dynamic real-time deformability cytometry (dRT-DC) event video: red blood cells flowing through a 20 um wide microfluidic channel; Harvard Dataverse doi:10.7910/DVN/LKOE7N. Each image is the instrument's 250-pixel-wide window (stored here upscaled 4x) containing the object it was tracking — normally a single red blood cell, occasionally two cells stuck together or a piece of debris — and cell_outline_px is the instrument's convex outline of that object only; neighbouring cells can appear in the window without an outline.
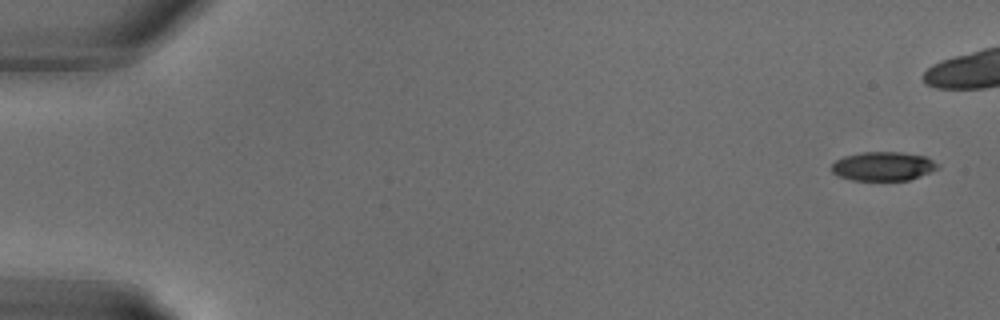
{"species": "common noctule bat (a hibernating species)", "species_latin": "Nyctalus noctula", "temperature_condition": "warm", "stored_images_in_passage": 21, "camera_frame_rate_fps": 3000, "um_per_image_px": 0.085, "animal": {"sex": "male", "body_mass_g": 18.8}, "frame": {"image": 1, "passage_image": 1, "time_ms": 0.0, "image_size_px": [1000, 320], "cell_outline_px": [[940, 168], [920, 176], [908, 180], [852, 180], [840, 176], [832, 172], [832, 164], [836, 160], [844, 156], [864, 152], [900, 152], [924, 156], [940, 164]], "centroid_in_image_um": [75.09, 14.13], "position_along_channel_um": 9.9, "area_um2": 17.8}}
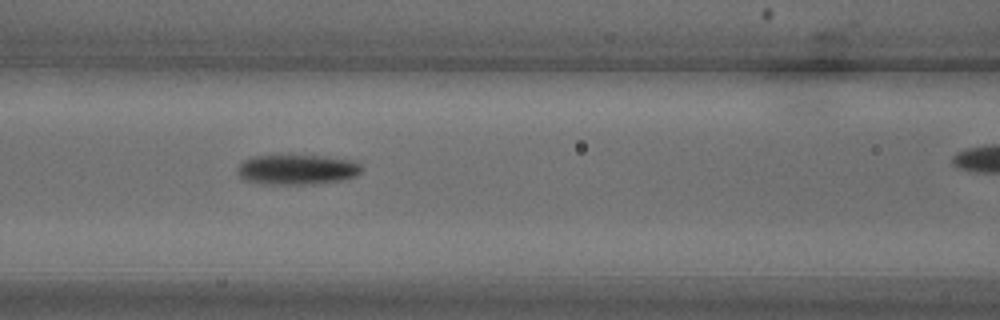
{"frame": {"image": 2, "passage_image": 13, "time_ms": 4.0, "image_size_px": [1000, 320], "cell_outline_px": [[364, 168], [356, 176], [344, 180], [312, 184], [260, 184], [240, 180], [236, 172], [236, 168], [244, 160], [252, 156], [280, 152], [288, 152], [324, 156], [356, 160]], "centroid_in_image_um": [25.19, 14.36], "position_along_channel_um": 141.4, "area_um2": 23.35}}
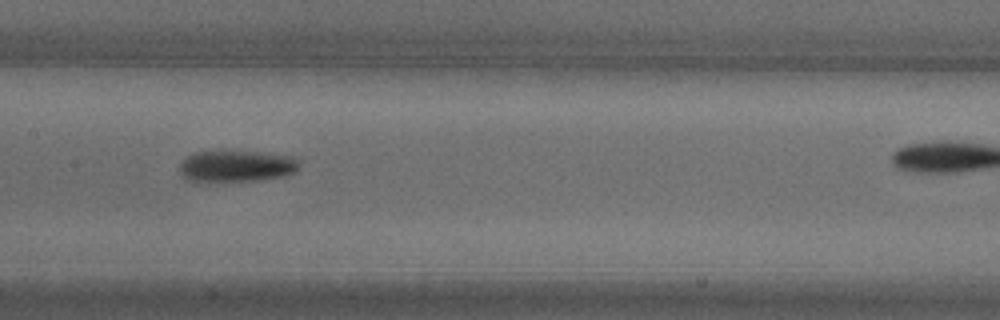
{"frame": {"image": 3, "passage_image": 15, "time_ms": 4.667, "image_size_px": [1000, 320], "cell_outline_px": [[300, 164], [296, 172], [284, 176], [264, 180], [200, 184], [184, 180], [180, 176], [180, 160], [184, 156], [192, 152], [220, 148], [224, 148], [296, 156], [300, 160]], "centroid_in_image_um": [20.0, 14.11], "position_along_channel_um": 187.4, "area_um2": 24.28}}